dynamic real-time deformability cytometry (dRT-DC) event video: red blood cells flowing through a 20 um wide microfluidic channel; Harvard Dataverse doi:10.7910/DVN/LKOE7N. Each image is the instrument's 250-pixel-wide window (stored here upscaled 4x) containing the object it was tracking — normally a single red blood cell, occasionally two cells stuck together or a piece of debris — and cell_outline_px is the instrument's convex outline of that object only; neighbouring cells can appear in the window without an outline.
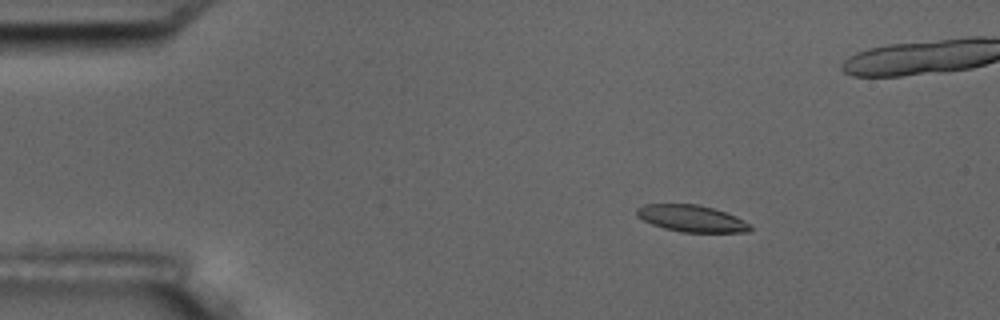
{"species": "common noctule bat (a hibernating species)", "species_latin": "Nyctalus noctula", "temperature_condition": "room temperature", "stored_images_in_passage": 6, "camera_frame_rate_fps": 3000, "um_per_image_px": 0.085, "animal": {"sex": "male", "body_mass_g": 17.5, "forearm_length_mm": 52.3}, "frame": {"image": 1, "passage_image": 2, "time_ms": 2.0, "image_size_px": [1000, 320], "cell_outline_px": [[752, 228], [748, 232], [680, 232], [664, 228], [652, 224], [636, 216], [636, 208], [644, 204], [696, 204], [712, 208], [736, 216], [752, 224]], "centroid_in_image_um": [58.79, 18.57], "position_along_channel_um": 26.2, "area_um2": 17.69}}